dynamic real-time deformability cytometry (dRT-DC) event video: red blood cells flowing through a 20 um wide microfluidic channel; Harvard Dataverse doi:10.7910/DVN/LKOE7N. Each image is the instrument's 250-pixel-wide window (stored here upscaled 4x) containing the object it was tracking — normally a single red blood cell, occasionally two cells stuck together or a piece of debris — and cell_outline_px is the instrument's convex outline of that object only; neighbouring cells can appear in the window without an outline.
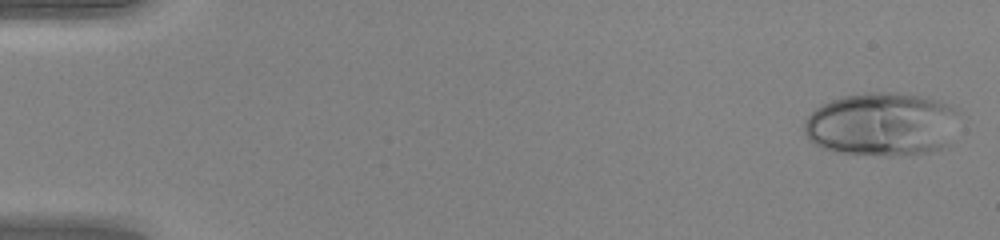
{"species": "human", "species_latin": "Homo sapiens", "temperature_condition": "warm", "stored_images_in_passage": 48, "camera_frame_rate_fps": 3000, "um_per_image_px": 0.085, "donor": {"sex": "female"}, "frame": {"image": 1, "passage_image": 2, "time_ms": 0.333, "image_size_px": [1000, 240], "cell_outline_px": [[960, 112], [944, 144], [940, 148], [932, 152], [892, 156], [880, 156], [836, 152], [824, 148], [808, 140], [804, 132], [804, 124], [808, 116], [820, 104], [844, 96], [868, 92], [888, 92], [920, 96], [940, 100]], "centroid_in_image_um": [74.9, 10.56], "position_along_channel_um": 10.1, "area_um2": 57.11}}
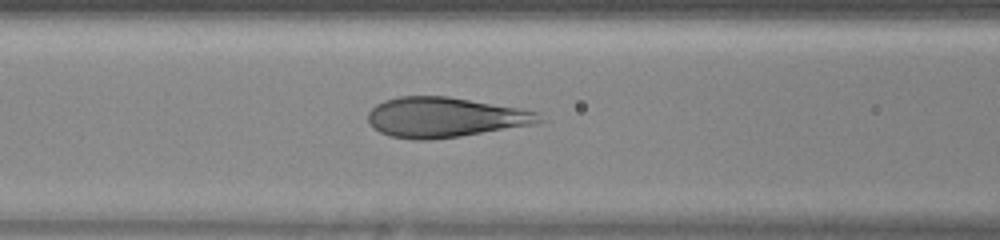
{"frame": {"image": 2, "passage_image": 21, "time_ms": 6.667, "image_size_px": [1000, 240], "cell_outline_px": [[544, 120], [536, 124], [460, 136], [428, 140], [412, 140], [392, 136], [380, 132], [372, 128], [368, 120], [368, 112], [376, 104], [384, 100], [400, 96], [448, 96], [520, 108], [540, 112]], "centroid_in_image_um": [37.82, 9.97], "position_along_channel_um": 128.8, "area_um2": 40.11}}
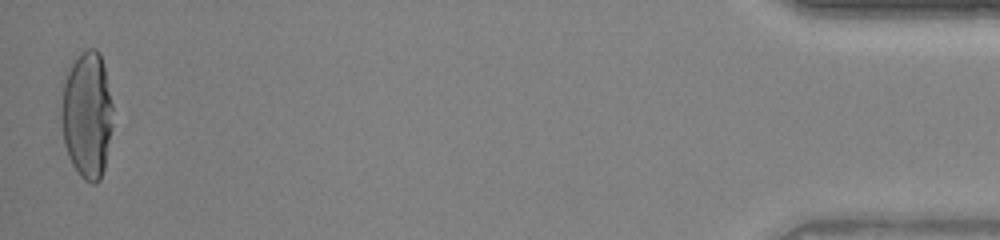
{"frame": {"image": 3, "passage_image": 48, "time_ms": 15.667, "image_size_px": [1000, 240], "cell_outline_px": [[112, 128], [104, 168], [100, 180], [96, 184], [92, 184], [84, 180], [80, 176], [72, 164], [68, 156], [64, 144], [60, 120], [60, 112], [64, 84], [68, 72], [72, 64], [88, 48], [96, 48], [100, 52], [104, 64], [112, 104]], "centroid_in_image_um": [7.4, 9.81], "position_along_channel_um": 427.8, "area_um2": 38.15}, "authors_computed_cell_mechanics": {"area_um2": 40.1132, "velocity_mm_per_s": 4.2819, "shape_relaxation_time_tau1_ms": 3.8517, "shape_relaxation_time_tau2_ms": null, "deformation_change_tau1": 0.2458, "deformation_change_tau2": null}}